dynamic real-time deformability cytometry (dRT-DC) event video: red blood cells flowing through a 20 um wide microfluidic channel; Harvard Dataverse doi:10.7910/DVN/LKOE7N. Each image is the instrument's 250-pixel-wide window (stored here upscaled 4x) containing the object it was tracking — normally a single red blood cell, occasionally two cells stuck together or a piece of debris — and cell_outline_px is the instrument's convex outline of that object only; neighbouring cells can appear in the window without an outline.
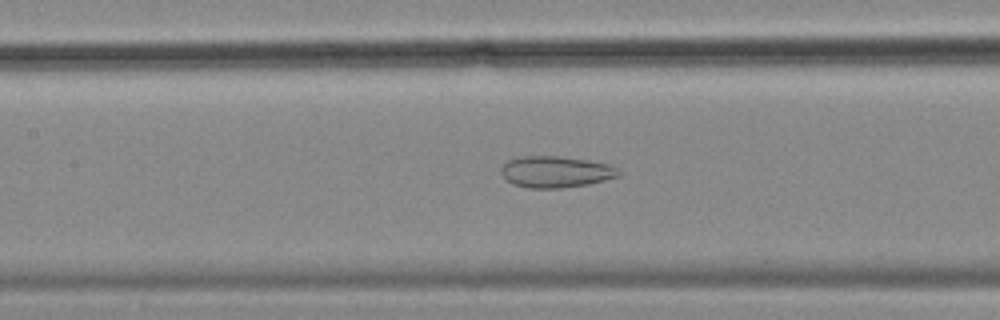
{"species": "common noctule bat (a hibernating species)", "species_latin": "Nyctalus noctula", "temperature_condition": "cold", "stored_images_in_passage": 43, "camera_frame_rate_fps": 3000, "um_per_image_px": 0.085, "animal": {"sex": "female", "body_mass_g": 18.4}, "frame": {"image": 1, "passage_image": 19, "time_ms": 6.0, "image_size_px": [1000, 320], "cell_outline_px": [[620, 176], [588, 184], [560, 188], [528, 188], [512, 184], [500, 172], [500, 168], [508, 160], [524, 156], [560, 156], [588, 160], [612, 164], [620, 172]], "centroid_in_image_um": [47.25, 14.6], "position_along_channel_um": 160.2, "area_um2": 21.56}}
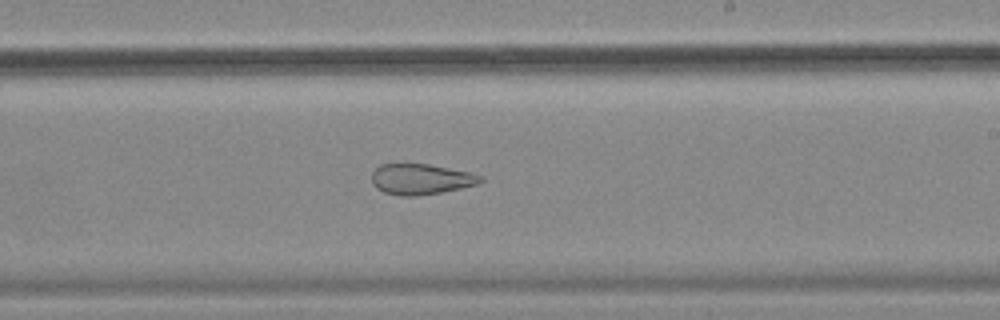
{"frame": {"image": 2, "passage_image": 27, "time_ms": 8.667, "image_size_px": [1000, 320], "cell_outline_px": [[484, 180], [476, 184], [460, 188], [440, 192], [416, 196], [400, 196], [384, 192], [376, 188], [372, 184], [372, 172], [380, 164], [428, 164], [468, 172], [480, 176]], "centroid_in_image_um": [35.72, 15.23], "position_along_channel_um": 253.3, "area_um2": 19.19}}
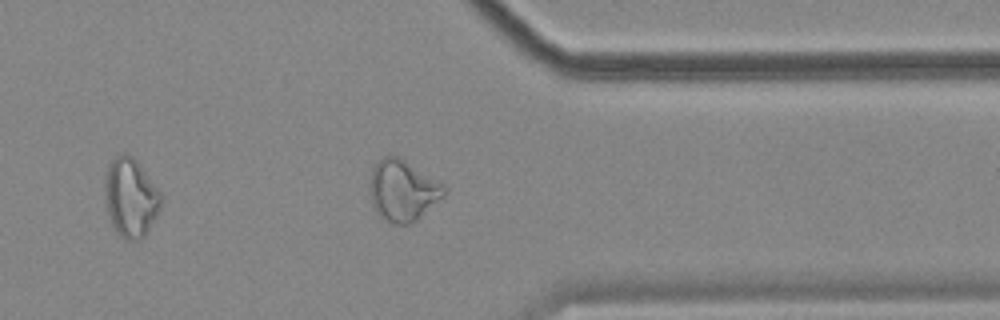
{"frame": {"image": 3, "passage_image": 38, "time_ms": 12.333, "image_size_px": [1000, 320], "cell_outline_px": [[448, 192], [444, 196], [412, 224], [392, 224], [380, 216], [376, 212], [372, 204], [372, 168], [384, 156], [396, 156], [404, 160], [444, 184], [448, 188]], "centroid_in_image_um": [34.29, 16.22], "position_along_channel_um": 377.1, "area_um2": 26.01}, "authors_computed_cell_mechanics": {"area_um2": 24.1026, "velocity_mm_per_s": 3.5156, "shape_relaxation_time_tau1_ms": null, "shape_relaxation_time_tau2_ms": 3.6577, "deformation_change_tau1": null, "deformation_change_tau2": 0.1228}}